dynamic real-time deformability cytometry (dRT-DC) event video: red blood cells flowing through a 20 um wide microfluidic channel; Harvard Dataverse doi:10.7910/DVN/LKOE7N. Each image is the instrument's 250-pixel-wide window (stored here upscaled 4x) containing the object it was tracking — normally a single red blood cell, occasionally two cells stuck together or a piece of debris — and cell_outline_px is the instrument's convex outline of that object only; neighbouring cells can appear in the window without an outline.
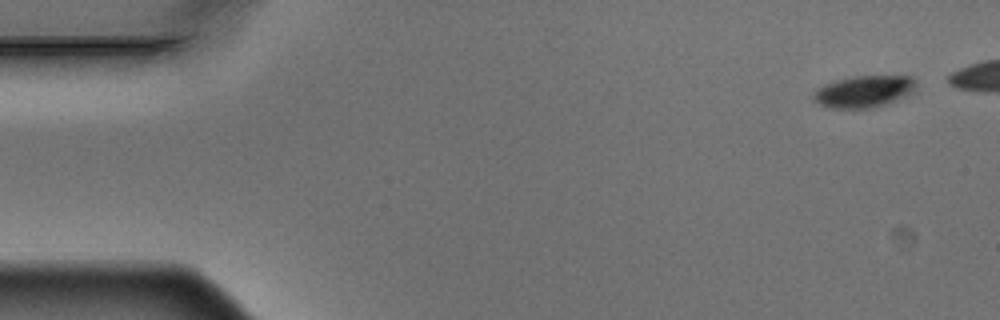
{"species": "Egyptian fruit bat (a non-hibernating species)", "species_latin": "Rousettus aegyptiacus", "temperature_condition": "warm", "stored_images_in_passage": 8, "segment_of_instrument_passage": [1, 2], "camera_frame_rate_fps": 3000, "um_per_image_px": 0.085, "animal": {"sex": "male"}, "frame": {"image": 1, "passage_image": 1, "time_ms": 0.0, "image_size_px": [1000, 320], "cell_outline_px": [[916, 84], [912, 92], [888, 104], [872, 108], [828, 108], [812, 100], [812, 92], [816, 88], [824, 84], [836, 80], [852, 76], [912, 76], [916, 80]], "centroid_in_image_um": [73.39, 7.78], "position_along_channel_um": 11.6, "area_um2": 19.25}}
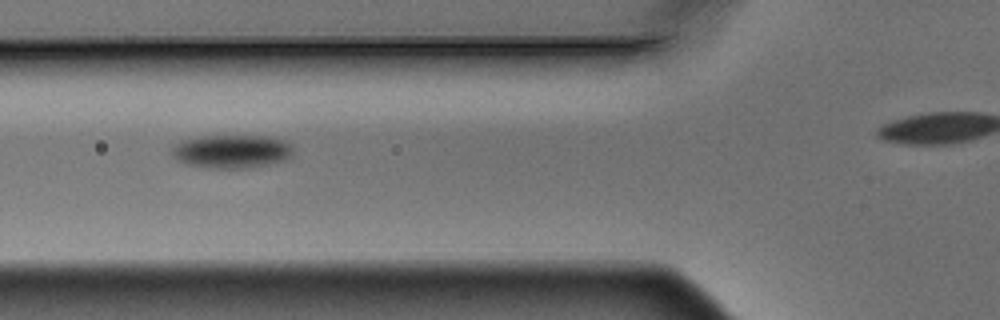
{"frame": {"image": 2, "passage_image": 6, "time_ms": 1.667, "image_size_px": [1000, 320], "cell_outline_px": [[292, 156], [288, 160], [252, 168], [212, 168], [188, 164], [176, 160], [172, 156], [172, 148], [180, 140], [200, 136], [268, 136], [284, 140], [292, 144]], "centroid_in_image_um": [19.73, 12.87], "position_along_channel_um": 106.1, "area_um2": 23.93}}
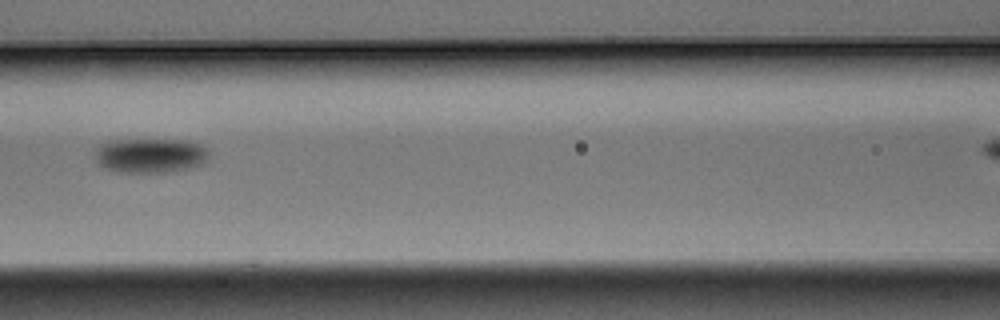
{"frame": {"image": 3, "passage_image": 7, "time_ms": 2.0, "image_size_px": [1000, 320], "cell_outline_px": [[208, 156], [200, 164], [188, 168], [164, 172], [124, 172], [108, 168], [96, 164], [96, 148], [100, 144], [108, 140], [188, 140], [200, 144], [208, 152]], "centroid_in_image_um": [12.73, 13.2], "position_along_channel_um": 153.9, "area_um2": 22.66}}